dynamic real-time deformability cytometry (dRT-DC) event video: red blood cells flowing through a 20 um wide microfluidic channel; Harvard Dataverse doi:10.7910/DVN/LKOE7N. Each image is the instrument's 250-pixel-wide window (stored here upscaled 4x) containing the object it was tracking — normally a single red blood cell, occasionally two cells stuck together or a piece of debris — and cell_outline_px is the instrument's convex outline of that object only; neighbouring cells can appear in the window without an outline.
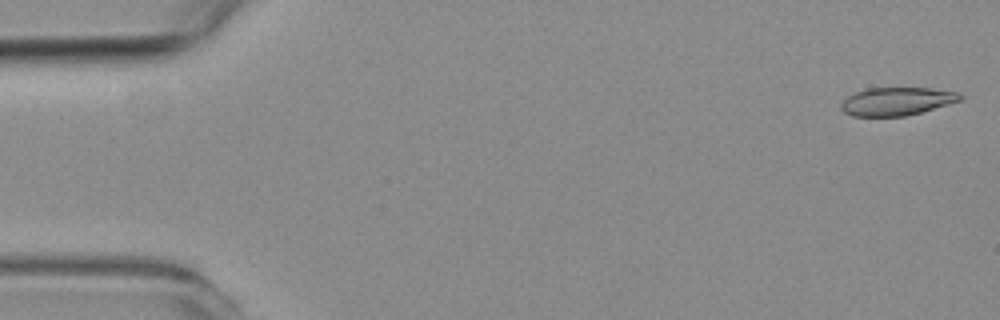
{"species": "common noctule bat (a hibernating species)", "species_latin": "Nyctalus noctula", "temperature_condition": "room temperature", "stored_images_in_passage": 51, "camera_frame_rate_fps": 3000, "um_per_image_px": 0.085, "animal": {"sex": "female", "body_mass_g": 19.3, "forearm_length_mm": 54.1}, "frame": {"image": 1, "passage_image": 2, "time_ms": 0.333, "image_size_px": [1000, 320], "cell_outline_px": [[964, 96], [960, 100], [948, 104], [920, 112], [904, 116], [852, 116], [844, 112], [840, 108], [840, 104], [848, 96], [856, 92], [868, 88], [932, 88], [960, 92]], "centroid_in_image_um": [76.23, 8.61], "position_along_channel_um": 8.8, "area_um2": 19.42}}
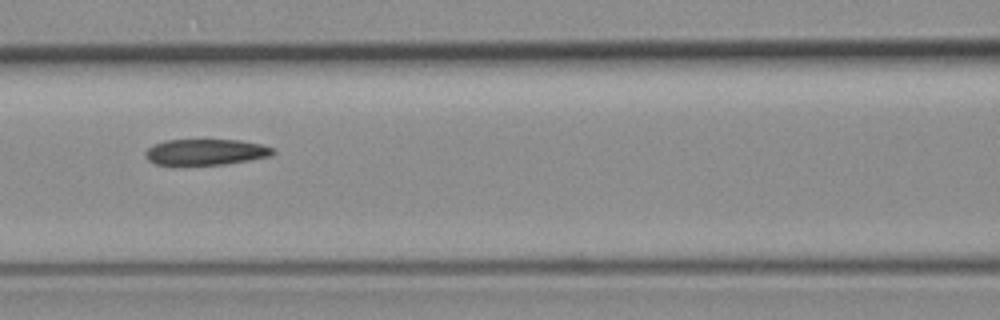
{"frame": {"image": 2, "passage_image": 25, "time_ms": 8.0, "image_size_px": [1000, 320], "cell_outline_px": [[276, 152], [272, 156], [224, 164], [156, 164], [148, 160], [144, 156], [144, 152], [152, 144], [168, 140], [240, 140], [264, 144], [272, 148]], "centroid_in_image_um": [17.51, 12.91], "position_along_channel_um": 149.1, "area_um2": 19.25}}
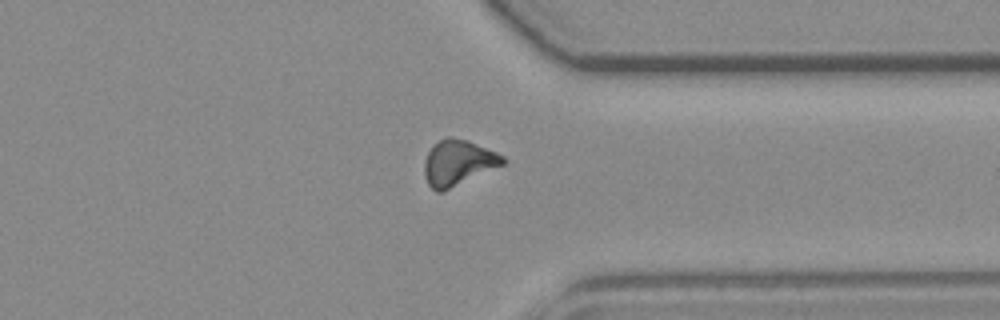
{"frame": {"image": 3, "passage_image": 44, "time_ms": 14.333, "image_size_px": [1000, 320], "cell_outline_px": [[508, 160], [504, 164], [444, 192], [436, 192], [428, 184], [424, 176], [424, 160], [428, 152], [444, 136], [448, 136], [468, 140], [496, 152], [504, 156]], "centroid_in_image_um": [38.94, 13.85], "position_along_channel_um": 372.5, "area_um2": 20.98}}